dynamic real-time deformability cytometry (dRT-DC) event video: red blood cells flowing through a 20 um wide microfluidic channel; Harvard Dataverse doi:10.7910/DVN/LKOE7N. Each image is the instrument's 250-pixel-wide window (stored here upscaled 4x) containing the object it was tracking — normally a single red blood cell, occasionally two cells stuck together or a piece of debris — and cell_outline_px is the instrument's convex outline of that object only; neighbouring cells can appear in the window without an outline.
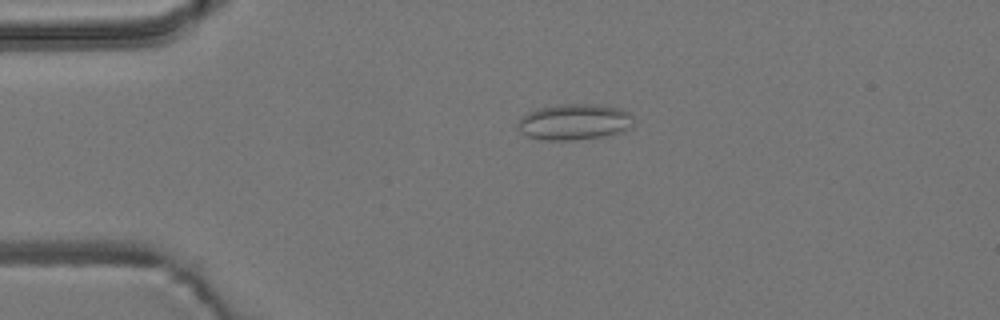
{"species": "common noctule bat (a hibernating species)", "species_latin": "Nyctalus noctula", "temperature_condition": "room temperature", "stored_images_in_passage": 5, "camera_frame_rate_fps": 3000, "um_per_image_px": 0.085, "animal": {"sex": "male", "body_mass_g": 19.2, "forearm_length_mm": 51.8}, "frame": {"image": 1, "passage_image": 4, "time_ms": 3.667, "image_size_px": [1000, 320], "cell_outline_px": [[632, 128], [624, 132], [604, 136], [572, 140], [544, 140], [528, 136], [520, 132], [516, 124], [528, 112], [540, 108], [564, 104], [592, 104], [620, 108], [628, 112], [632, 116]], "centroid_in_image_um": [48.85, 10.37], "position_along_channel_um": 36.2, "area_um2": 24.22}}